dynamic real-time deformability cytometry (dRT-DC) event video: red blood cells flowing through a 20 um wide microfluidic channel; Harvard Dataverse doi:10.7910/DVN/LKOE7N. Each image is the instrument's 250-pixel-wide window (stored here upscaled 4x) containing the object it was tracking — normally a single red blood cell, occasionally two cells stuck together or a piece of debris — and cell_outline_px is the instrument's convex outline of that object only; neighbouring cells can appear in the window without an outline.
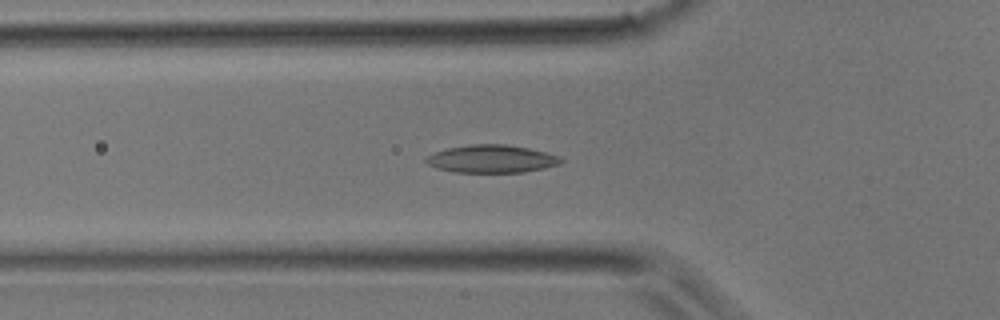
{"species": "common noctule bat (a hibernating species)", "species_latin": "Nyctalus noctula", "temperature_condition": "room temperature", "stored_images_in_passage": 39, "camera_frame_rate_fps": 3000, "um_per_image_px": 0.085, "animal": {"sex": "male", "body_mass_g": 17.9}, "frame": {"image": 1, "passage_image": 13, "time_ms": 4.0, "image_size_px": [1000, 320], "cell_outline_px": [[564, 160], [560, 164], [544, 168], [524, 172], [456, 172], [436, 168], [428, 164], [424, 160], [428, 156], [436, 152], [448, 148], [472, 144], [504, 144], [528, 148], [560, 156]], "centroid_in_image_um": [41.81, 13.51], "position_along_channel_um": 84.0, "area_um2": 21.68}}
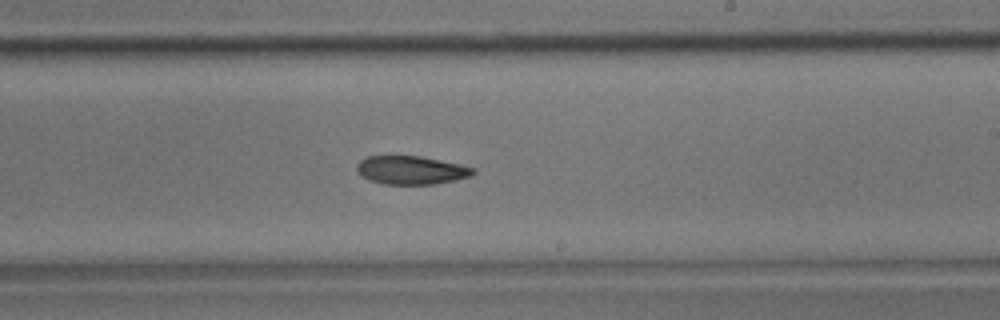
{"frame": {"image": 2, "passage_image": 23, "time_ms": 7.333, "image_size_px": [1000, 320], "cell_outline_px": [[476, 172], [472, 176], [436, 184], [384, 184], [368, 180], [360, 176], [356, 168], [356, 164], [360, 160], [368, 156], [420, 156], [460, 164], [476, 168]], "centroid_in_image_um": [34.95, 14.46], "position_along_channel_um": 254.1, "area_um2": 19.42}}
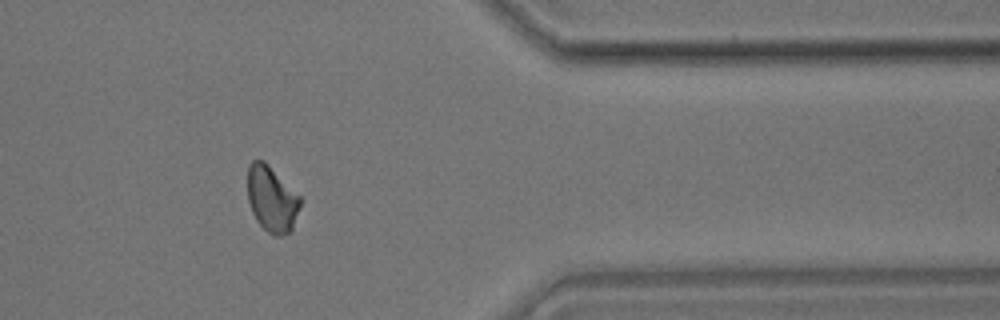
{"frame": {"image": 3, "passage_image": 32, "time_ms": 10.333, "image_size_px": [1000, 320], "cell_outline_px": [[300, 208], [292, 228], [288, 232], [280, 236], [272, 236], [256, 220], [252, 212], [248, 200], [248, 164], [252, 160], [264, 160], [300, 196]], "centroid_in_image_um": [23.09, 16.91], "position_along_channel_um": 388.3, "area_um2": 20.11}}